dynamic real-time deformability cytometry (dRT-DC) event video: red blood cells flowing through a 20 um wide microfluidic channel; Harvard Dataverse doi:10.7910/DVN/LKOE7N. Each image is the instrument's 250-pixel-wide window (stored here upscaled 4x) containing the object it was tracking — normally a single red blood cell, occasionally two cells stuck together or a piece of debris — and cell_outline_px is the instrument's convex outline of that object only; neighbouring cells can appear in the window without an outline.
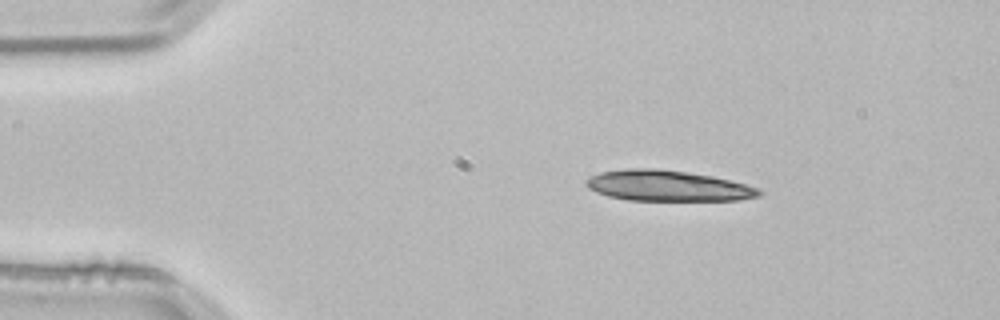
{"species": "common noctule bat (a hibernating species)", "species_latin": "Nyctalus noctula", "temperature_condition": "room temperature", "stored_images_in_passage": 15, "camera_frame_rate_fps": 3000, "um_per_image_px": 0.085, "animal": {"sex": "male", "body_mass_g": 21.5, "forearm_length_mm": 52.0}, "frame": {"image": 1, "passage_image": 1, "time_ms": 0.0, "image_size_px": [1000, 320], "cell_outline_px": [[764, 192], [760, 196], [740, 200], [628, 200], [608, 196], [596, 192], [588, 188], [584, 184], [584, 180], [600, 172], [628, 168], [656, 168], [712, 176], [760, 188]], "centroid_in_image_um": [56.74, 15.79], "position_along_channel_um": 28.3, "area_um2": 30.92}}